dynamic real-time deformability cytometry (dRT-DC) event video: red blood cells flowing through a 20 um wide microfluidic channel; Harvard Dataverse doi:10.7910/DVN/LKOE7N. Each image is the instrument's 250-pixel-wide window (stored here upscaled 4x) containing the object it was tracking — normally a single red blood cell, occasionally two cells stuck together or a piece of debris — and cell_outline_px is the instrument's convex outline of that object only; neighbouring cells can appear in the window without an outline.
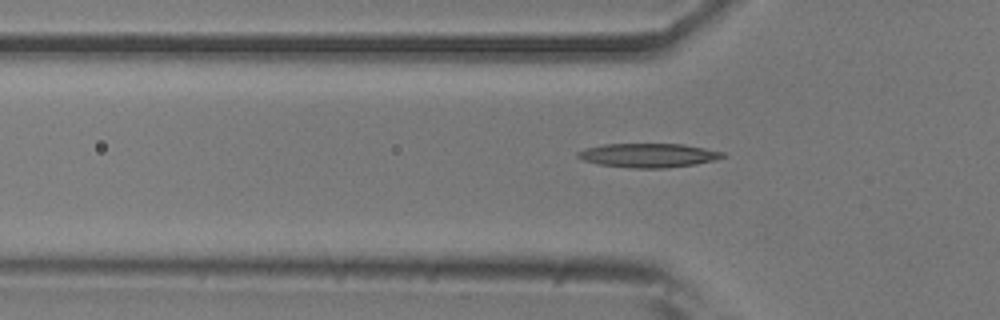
{"species": "common noctule bat (a hibernating species)", "species_latin": "Nyctalus noctula", "temperature_condition": "room temperature", "stored_images_in_passage": 54, "camera_frame_rate_fps": 3000, "um_per_image_px": 0.085, "animal": {"sex": "male", "body_mass_g": 20.5, "forearm_length_mm": 52.5}, "frame": {"image": 1, "passage_image": 17, "time_ms": 5.333, "image_size_px": [1000, 320], "cell_outline_px": [[728, 156], [696, 164], [664, 168], [632, 168], [600, 164], [584, 160], [576, 156], [576, 152], [584, 148], [604, 144], [684, 144], [724, 152]], "centroid_in_image_um": [55.11, 13.2], "position_along_channel_um": 70.7, "area_um2": 20.23}}
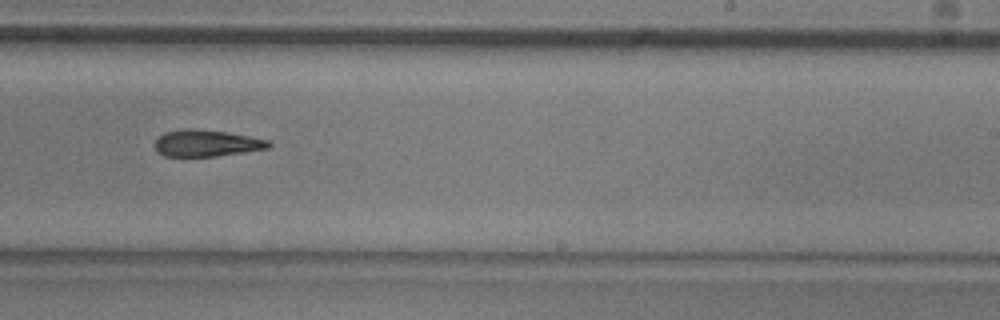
{"frame": {"image": 2, "passage_image": 33, "time_ms": 10.667, "image_size_px": [1000, 320], "cell_outline_px": [[272, 148], [216, 156], [164, 156], [156, 148], [156, 140], [164, 132], [184, 128], [196, 128], [224, 132], [272, 140]], "centroid_in_image_um": [17.62, 12.16], "position_along_channel_um": 271.4, "area_um2": 17.69}}
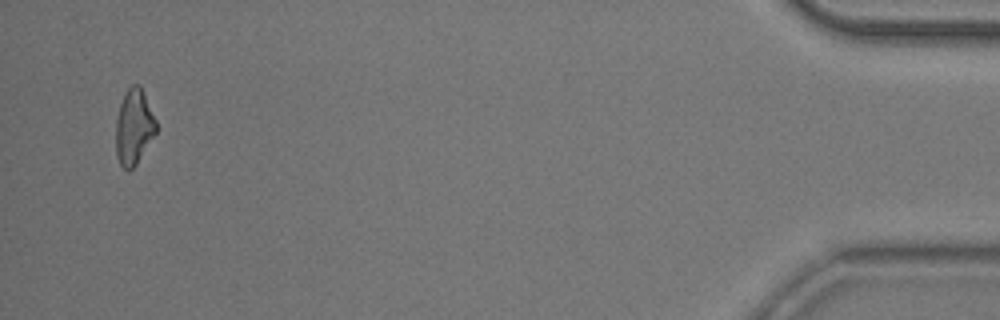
{"frame": {"image": 3, "passage_image": 52, "time_ms": 17.0, "image_size_px": [1000, 320], "cell_outline_px": [[156, 132], [136, 164], [132, 168], [124, 168], [120, 164], [116, 156], [116, 120], [120, 104], [124, 92], [132, 84], [140, 84], [156, 120]], "centroid_in_image_um": [11.37, 10.75], "position_along_channel_um": 423.8, "area_um2": 17.51}}